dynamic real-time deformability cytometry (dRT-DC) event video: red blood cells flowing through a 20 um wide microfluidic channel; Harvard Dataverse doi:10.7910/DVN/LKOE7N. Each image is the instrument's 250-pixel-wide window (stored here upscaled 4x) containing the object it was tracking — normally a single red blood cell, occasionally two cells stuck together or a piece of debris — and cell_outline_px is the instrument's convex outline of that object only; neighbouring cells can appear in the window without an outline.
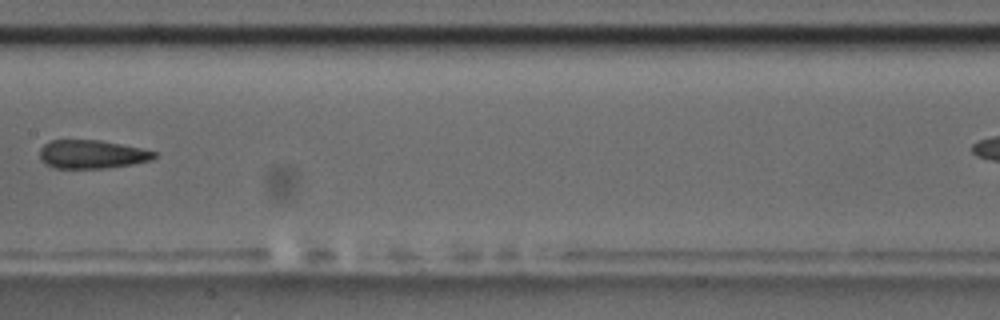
{"species": "common noctule bat (a hibernating species)", "species_latin": "Nyctalus noctula", "temperature_condition": "room temperature", "stored_images_in_passage": 8, "camera_frame_rate_fps": 3000, "um_per_image_px": 0.085, "animal": {"sex": "male", "body_mass_g": 17.5, "forearm_length_mm": 52.3}, "frame": {"image": 1, "passage_image": 7, "time_ms": 7.0, "image_size_px": [1000, 320], "cell_outline_px": [[156, 156], [152, 160], [132, 164], [108, 168], [56, 168], [40, 160], [40, 148], [44, 144], [52, 140], [100, 140], [140, 148], [156, 152]], "centroid_in_image_um": [7.81, 13.11], "position_along_channel_um": 199.6, "area_um2": 18.9}}